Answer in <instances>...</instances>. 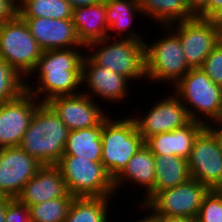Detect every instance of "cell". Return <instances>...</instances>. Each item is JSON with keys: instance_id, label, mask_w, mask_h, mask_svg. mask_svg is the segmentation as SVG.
<instances>
[{"instance_id": "obj_1", "label": "cell", "mask_w": 222, "mask_h": 222, "mask_svg": "<svg viewBox=\"0 0 222 222\" xmlns=\"http://www.w3.org/2000/svg\"><path fill=\"white\" fill-rule=\"evenodd\" d=\"M84 52L85 47L43 51L34 70L25 79L31 77L32 80L36 75L38 80L34 82L38 83L25 81L26 91L39 102H47L56 96L81 93Z\"/></svg>"}, {"instance_id": "obj_2", "label": "cell", "mask_w": 222, "mask_h": 222, "mask_svg": "<svg viewBox=\"0 0 222 222\" xmlns=\"http://www.w3.org/2000/svg\"><path fill=\"white\" fill-rule=\"evenodd\" d=\"M69 131L53 109L41 102L19 147L42 165H56L63 156Z\"/></svg>"}, {"instance_id": "obj_3", "label": "cell", "mask_w": 222, "mask_h": 222, "mask_svg": "<svg viewBox=\"0 0 222 222\" xmlns=\"http://www.w3.org/2000/svg\"><path fill=\"white\" fill-rule=\"evenodd\" d=\"M171 88L193 121L206 125L222 119V86L215 84L202 68H191Z\"/></svg>"}, {"instance_id": "obj_4", "label": "cell", "mask_w": 222, "mask_h": 222, "mask_svg": "<svg viewBox=\"0 0 222 222\" xmlns=\"http://www.w3.org/2000/svg\"><path fill=\"white\" fill-rule=\"evenodd\" d=\"M144 40L109 39L93 41L85 46V54L97 65L116 72L130 82L146 80ZM92 48V49H91ZM90 52V53H89Z\"/></svg>"}, {"instance_id": "obj_5", "label": "cell", "mask_w": 222, "mask_h": 222, "mask_svg": "<svg viewBox=\"0 0 222 222\" xmlns=\"http://www.w3.org/2000/svg\"><path fill=\"white\" fill-rule=\"evenodd\" d=\"M113 118L112 114L103 123L102 164L113 180L127 166L132 156L145 144L131 115Z\"/></svg>"}, {"instance_id": "obj_6", "label": "cell", "mask_w": 222, "mask_h": 222, "mask_svg": "<svg viewBox=\"0 0 222 222\" xmlns=\"http://www.w3.org/2000/svg\"><path fill=\"white\" fill-rule=\"evenodd\" d=\"M162 38L144 41L146 80L175 85L191 68L187 64L179 37L168 27ZM154 81V82H153Z\"/></svg>"}, {"instance_id": "obj_7", "label": "cell", "mask_w": 222, "mask_h": 222, "mask_svg": "<svg viewBox=\"0 0 222 222\" xmlns=\"http://www.w3.org/2000/svg\"><path fill=\"white\" fill-rule=\"evenodd\" d=\"M56 166L61 171L68 193L74 197H118L114 180L102 162L62 156Z\"/></svg>"}, {"instance_id": "obj_8", "label": "cell", "mask_w": 222, "mask_h": 222, "mask_svg": "<svg viewBox=\"0 0 222 222\" xmlns=\"http://www.w3.org/2000/svg\"><path fill=\"white\" fill-rule=\"evenodd\" d=\"M42 52L19 14L0 25V58L24 79L34 70Z\"/></svg>"}, {"instance_id": "obj_9", "label": "cell", "mask_w": 222, "mask_h": 222, "mask_svg": "<svg viewBox=\"0 0 222 222\" xmlns=\"http://www.w3.org/2000/svg\"><path fill=\"white\" fill-rule=\"evenodd\" d=\"M209 188L190 178L176 187L157 192L143 207L155 217L197 218Z\"/></svg>"}, {"instance_id": "obj_10", "label": "cell", "mask_w": 222, "mask_h": 222, "mask_svg": "<svg viewBox=\"0 0 222 222\" xmlns=\"http://www.w3.org/2000/svg\"><path fill=\"white\" fill-rule=\"evenodd\" d=\"M171 90L169 95L156 101L144 115H131L144 140L154 134L182 128L193 121L184 103Z\"/></svg>"}, {"instance_id": "obj_11", "label": "cell", "mask_w": 222, "mask_h": 222, "mask_svg": "<svg viewBox=\"0 0 222 222\" xmlns=\"http://www.w3.org/2000/svg\"><path fill=\"white\" fill-rule=\"evenodd\" d=\"M168 27L179 37L185 60L190 68H201L206 57L219 42L211 19L195 16Z\"/></svg>"}, {"instance_id": "obj_12", "label": "cell", "mask_w": 222, "mask_h": 222, "mask_svg": "<svg viewBox=\"0 0 222 222\" xmlns=\"http://www.w3.org/2000/svg\"><path fill=\"white\" fill-rule=\"evenodd\" d=\"M60 120L71 130L103 126L110 116L101 104L85 93L61 95L46 102Z\"/></svg>"}, {"instance_id": "obj_13", "label": "cell", "mask_w": 222, "mask_h": 222, "mask_svg": "<svg viewBox=\"0 0 222 222\" xmlns=\"http://www.w3.org/2000/svg\"><path fill=\"white\" fill-rule=\"evenodd\" d=\"M81 81L82 93L96 99L99 104L105 100V103L108 101L112 107L115 102H124L123 99L128 98L129 94L131 95L129 92L131 85H129L130 81L127 78L95 64L86 54L82 61ZM96 97L98 100H102L98 102Z\"/></svg>"}, {"instance_id": "obj_14", "label": "cell", "mask_w": 222, "mask_h": 222, "mask_svg": "<svg viewBox=\"0 0 222 222\" xmlns=\"http://www.w3.org/2000/svg\"><path fill=\"white\" fill-rule=\"evenodd\" d=\"M187 161L192 179L210 190L218 184L222 177V150L206 127L197 135Z\"/></svg>"}, {"instance_id": "obj_15", "label": "cell", "mask_w": 222, "mask_h": 222, "mask_svg": "<svg viewBox=\"0 0 222 222\" xmlns=\"http://www.w3.org/2000/svg\"><path fill=\"white\" fill-rule=\"evenodd\" d=\"M42 166L20 147L0 148V195L17 198Z\"/></svg>"}, {"instance_id": "obj_16", "label": "cell", "mask_w": 222, "mask_h": 222, "mask_svg": "<svg viewBox=\"0 0 222 222\" xmlns=\"http://www.w3.org/2000/svg\"><path fill=\"white\" fill-rule=\"evenodd\" d=\"M29 91L0 104V148L19 147L40 104Z\"/></svg>"}, {"instance_id": "obj_17", "label": "cell", "mask_w": 222, "mask_h": 222, "mask_svg": "<svg viewBox=\"0 0 222 222\" xmlns=\"http://www.w3.org/2000/svg\"><path fill=\"white\" fill-rule=\"evenodd\" d=\"M42 51L85 47L72 19L22 17Z\"/></svg>"}, {"instance_id": "obj_18", "label": "cell", "mask_w": 222, "mask_h": 222, "mask_svg": "<svg viewBox=\"0 0 222 222\" xmlns=\"http://www.w3.org/2000/svg\"><path fill=\"white\" fill-rule=\"evenodd\" d=\"M68 193L60 169L56 165H43L25 184L17 199L31 206L61 198Z\"/></svg>"}, {"instance_id": "obj_19", "label": "cell", "mask_w": 222, "mask_h": 222, "mask_svg": "<svg viewBox=\"0 0 222 222\" xmlns=\"http://www.w3.org/2000/svg\"><path fill=\"white\" fill-rule=\"evenodd\" d=\"M204 128L203 123L192 121L182 128L148 137L145 145L154 156L176 155L188 159L197 135Z\"/></svg>"}, {"instance_id": "obj_20", "label": "cell", "mask_w": 222, "mask_h": 222, "mask_svg": "<svg viewBox=\"0 0 222 222\" xmlns=\"http://www.w3.org/2000/svg\"><path fill=\"white\" fill-rule=\"evenodd\" d=\"M155 159L150 149L144 144L128 161L127 166L114 179L115 193L122 187L124 183L131 182L138 186L140 190L143 188V200L154 190L155 186ZM141 186V187H140Z\"/></svg>"}, {"instance_id": "obj_21", "label": "cell", "mask_w": 222, "mask_h": 222, "mask_svg": "<svg viewBox=\"0 0 222 222\" xmlns=\"http://www.w3.org/2000/svg\"><path fill=\"white\" fill-rule=\"evenodd\" d=\"M106 4V21L108 25L109 39H142V34L136 32L133 28V19L136 17H144L140 9L138 0H104ZM138 15V16H137ZM141 15V16H140ZM117 36H113V32ZM112 33V34H111ZM141 36V37H140Z\"/></svg>"}, {"instance_id": "obj_22", "label": "cell", "mask_w": 222, "mask_h": 222, "mask_svg": "<svg viewBox=\"0 0 222 222\" xmlns=\"http://www.w3.org/2000/svg\"><path fill=\"white\" fill-rule=\"evenodd\" d=\"M72 21L83 45L107 38L106 4L101 1L93 6L76 7L72 12Z\"/></svg>"}, {"instance_id": "obj_23", "label": "cell", "mask_w": 222, "mask_h": 222, "mask_svg": "<svg viewBox=\"0 0 222 222\" xmlns=\"http://www.w3.org/2000/svg\"><path fill=\"white\" fill-rule=\"evenodd\" d=\"M154 159V190L144 200H140L139 206H144L157 192L176 187L191 178L187 159L176 155L154 156Z\"/></svg>"}, {"instance_id": "obj_24", "label": "cell", "mask_w": 222, "mask_h": 222, "mask_svg": "<svg viewBox=\"0 0 222 222\" xmlns=\"http://www.w3.org/2000/svg\"><path fill=\"white\" fill-rule=\"evenodd\" d=\"M145 18L154 20L155 24L166 27L194 18L186 0H138ZM148 16V17H147Z\"/></svg>"}, {"instance_id": "obj_25", "label": "cell", "mask_w": 222, "mask_h": 222, "mask_svg": "<svg viewBox=\"0 0 222 222\" xmlns=\"http://www.w3.org/2000/svg\"><path fill=\"white\" fill-rule=\"evenodd\" d=\"M102 126L69 131L63 156H76L94 162L102 160Z\"/></svg>"}, {"instance_id": "obj_26", "label": "cell", "mask_w": 222, "mask_h": 222, "mask_svg": "<svg viewBox=\"0 0 222 222\" xmlns=\"http://www.w3.org/2000/svg\"><path fill=\"white\" fill-rule=\"evenodd\" d=\"M111 198L74 197L64 222H111Z\"/></svg>"}, {"instance_id": "obj_27", "label": "cell", "mask_w": 222, "mask_h": 222, "mask_svg": "<svg viewBox=\"0 0 222 222\" xmlns=\"http://www.w3.org/2000/svg\"><path fill=\"white\" fill-rule=\"evenodd\" d=\"M73 8L67 0H18L21 17L72 19Z\"/></svg>"}, {"instance_id": "obj_28", "label": "cell", "mask_w": 222, "mask_h": 222, "mask_svg": "<svg viewBox=\"0 0 222 222\" xmlns=\"http://www.w3.org/2000/svg\"><path fill=\"white\" fill-rule=\"evenodd\" d=\"M74 196H65L28 206L31 222H64Z\"/></svg>"}, {"instance_id": "obj_29", "label": "cell", "mask_w": 222, "mask_h": 222, "mask_svg": "<svg viewBox=\"0 0 222 222\" xmlns=\"http://www.w3.org/2000/svg\"><path fill=\"white\" fill-rule=\"evenodd\" d=\"M25 79L0 58V104L19 97L25 89Z\"/></svg>"}, {"instance_id": "obj_30", "label": "cell", "mask_w": 222, "mask_h": 222, "mask_svg": "<svg viewBox=\"0 0 222 222\" xmlns=\"http://www.w3.org/2000/svg\"><path fill=\"white\" fill-rule=\"evenodd\" d=\"M197 221L222 222V194L209 190L201 203Z\"/></svg>"}, {"instance_id": "obj_31", "label": "cell", "mask_w": 222, "mask_h": 222, "mask_svg": "<svg viewBox=\"0 0 222 222\" xmlns=\"http://www.w3.org/2000/svg\"><path fill=\"white\" fill-rule=\"evenodd\" d=\"M206 75L217 85L222 86V43L213 48L201 67Z\"/></svg>"}, {"instance_id": "obj_32", "label": "cell", "mask_w": 222, "mask_h": 222, "mask_svg": "<svg viewBox=\"0 0 222 222\" xmlns=\"http://www.w3.org/2000/svg\"><path fill=\"white\" fill-rule=\"evenodd\" d=\"M5 222H31L28 206L12 198L6 205Z\"/></svg>"}, {"instance_id": "obj_33", "label": "cell", "mask_w": 222, "mask_h": 222, "mask_svg": "<svg viewBox=\"0 0 222 222\" xmlns=\"http://www.w3.org/2000/svg\"><path fill=\"white\" fill-rule=\"evenodd\" d=\"M18 14V0H0V25Z\"/></svg>"}, {"instance_id": "obj_34", "label": "cell", "mask_w": 222, "mask_h": 222, "mask_svg": "<svg viewBox=\"0 0 222 222\" xmlns=\"http://www.w3.org/2000/svg\"><path fill=\"white\" fill-rule=\"evenodd\" d=\"M222 10V0H208L206 7L196 16L203 19H211Z\"/></svg>"}, {"instance_id": "obj_35", "label": "cell", "mask_w": 222, "mask_h": 222, "mask_svg": "<svg viewBox=\"0 0 222 222\" xmlns=\"http://www.w3.org/2000/svg\"><path fill=\"white\" fill-rule=\"evenodd\" d=\"M205 127L214 135L218 146L222 150V119L212 121L206 124Z\"/></svg>"}, {"instance_id": "obj_36", "label": "cell", "mask_w": 222, "mask_h": 222, "mask_svg": "<svg viewBox=\"0 0 222 222\" xmlns=\"http://www.w3.org/2000/svg\"><path fill=\"white\" fill-rule=\"evenodd\" d=\"M190 12L197 16L208 4V0H186Z\"/></svg>"}, {"instance_id": "obj_37", "label": "cell", "mask_w": 222, "mask_h": 222, "mask_svg": "<svg viewBox=\"0 0 222 222\" xmlns=\"http://www.w3.org/2000/svg\"><path fill=\"white\" fill-rule=\"evenodd\" d=\"M211 20L215 25L218 41L222 43V10L214 15Z\"/></svg>"}, {"instance_id": "obj_38", "label": "cell", "mask_w": 222, "mask_h": 222, "mask_svg": "<svg viewBox=\"0 0 222 222\" xmlns=\"http://www.w3.org/2000/svg\"><path fill=\"white\" fill-rule=\"evenodd\" d=\"M72 8H76V7H84V6H93L96 4H99L101 1L103 0H67Z\"/></svg>"}, {"instance_id": "obj_39", "label": "cell", "mask_w": 222, "mask_h": 222, "mask_svg": "<svg viewBox=\"0 0 222 222\" xmlns=\"http://www.w3.org/2000/svg\"><path fill=\"white\" fill-rule=\"evenodd\" d=\"M158 222H198L197 218L190 217H158Z\"/></svg>"}, {"instance_id": "obj_40", "label": "cell", "mask_w": 222, "mask_h": 222, "mask_svg": "<svg viewBox=\"0 0 222 222\" xmlns=\"http://www.w3.org/2000/svg\"><path fill=\"white\" fill-rule=\"evenodd\" d=\"M12 198L0 195V222H5L6 205Z\"/></svg>"}, {"instance_id": "obj_41", "label": "cell", "mask_w": 222, "mask_h": 222, "mask_svg": "<svg viewBox=\"0 0 222 222\" xmlns=\"http://www.w3.org/2000/svg\"><path fill=\"white\" fill-rule=\"evenodd\" d=\"M138 208H142L141 211L142 212H147L146 216L144 214V216L140 217L141 219L136 220V222H158V217L153 216L151 213H149V211L147 209H145L143 206H139ZM144 210V211H143Z\"/></svg>"}, {"instance_id": "obj_42", "label": "cell", "mask_w": 222, "mask_h": 222, "mask_svg": "<svg viewBox=\"0 0 222 222\" xmlns=\"http://www.w3.org/2000/svg\"><path fill=\"white\" fill-rule=\"evenodd\" d=\"M213 191L222 194V177L219 180L218 184L212 189Z\"/></svg>"}]
</instances>
